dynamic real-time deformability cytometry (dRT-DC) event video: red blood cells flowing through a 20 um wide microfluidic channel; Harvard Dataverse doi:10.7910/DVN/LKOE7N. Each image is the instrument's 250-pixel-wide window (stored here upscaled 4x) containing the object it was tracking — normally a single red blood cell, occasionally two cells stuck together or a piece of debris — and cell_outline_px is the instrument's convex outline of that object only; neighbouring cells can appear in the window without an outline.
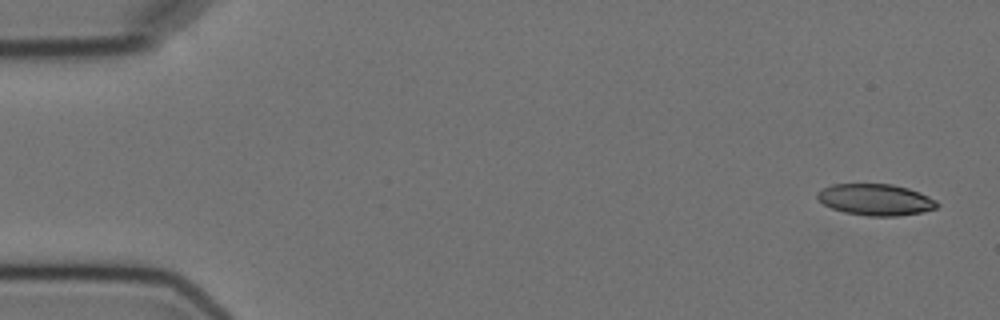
{"species": "Egyptian fruit bat (a non-hibernating species)", "species_latin": "Rousettus aegyptiacus", "temperature_condition": "cold", "stored_images_in_passage": 8, "camera_frame_rate_fps": 3000, "um_per_image_px": 0.085, "animal": {"sex": "female"}, "frame": {"image": 1, "passage_image": 1, "time_ms": 0.0, "image_size_px": [1000, 320], "cell_outline_px": [[940, 204], [936, 208], [920, 212], [896, 216], [868, 216], [844, 212], [832, 208], [824, 204], [816, 196], [816, 192], [832, 184], [892, 184], [908, 188], [920, 192], [936, 200]], "centroid_in_image_um": [74.43, 16.96], "position_along_channel_um": 10.6, "area_um2": 21.85}}
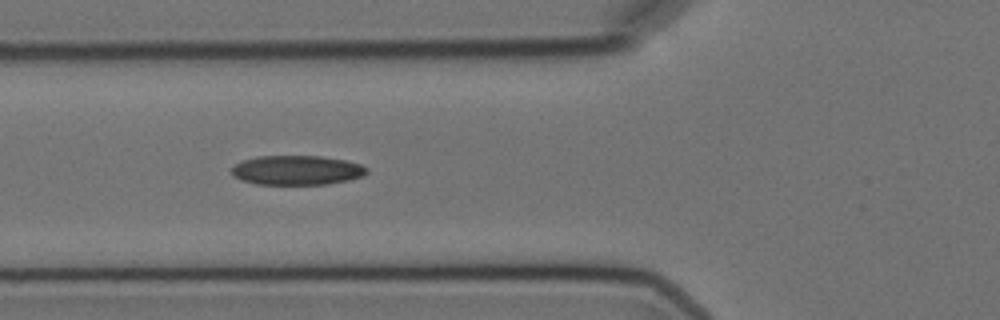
{"frame": {"image": 2, "passage_image": 6, "time_ms": 6.0, "image_size_px": [1000, 320], "cell_outline_px": [[368, 172], [364, 176], [348, 180], [328, 184], [256, 184], [240, 180], [232, 176], [232, 168], [236, 164], [244, 160], [256, 156], [320, 156], [344, 160], [360, 164], [368, 168]], "centroid_in_image_um": [25.23, 14.47], "position_along_channel_um": 100.6, "area_um2": 23.24}}
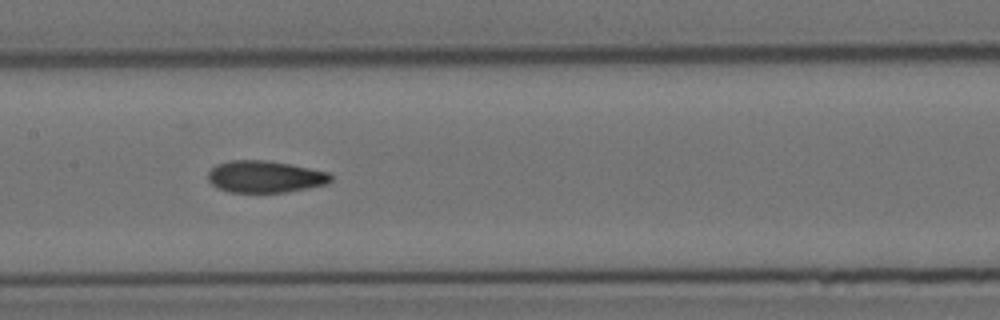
{"frame": {"image": 3, "passage_image": 8, "time_ms": 8.333, "image_size_px": [1000, 320], "cell_outline_px": [[332, 180], [328, 184], [308, 188], [284, 192], [228, 192], [212, 184], [208, 180], [208, 172], [216, 164], [228, 160], [264, 160], [288, 164], [328, 172], [332, 176]], "centroid_in_image_um": [22.52, 15.02], "position_along_channel_um": 184.9, "area_um2": 22.72}}